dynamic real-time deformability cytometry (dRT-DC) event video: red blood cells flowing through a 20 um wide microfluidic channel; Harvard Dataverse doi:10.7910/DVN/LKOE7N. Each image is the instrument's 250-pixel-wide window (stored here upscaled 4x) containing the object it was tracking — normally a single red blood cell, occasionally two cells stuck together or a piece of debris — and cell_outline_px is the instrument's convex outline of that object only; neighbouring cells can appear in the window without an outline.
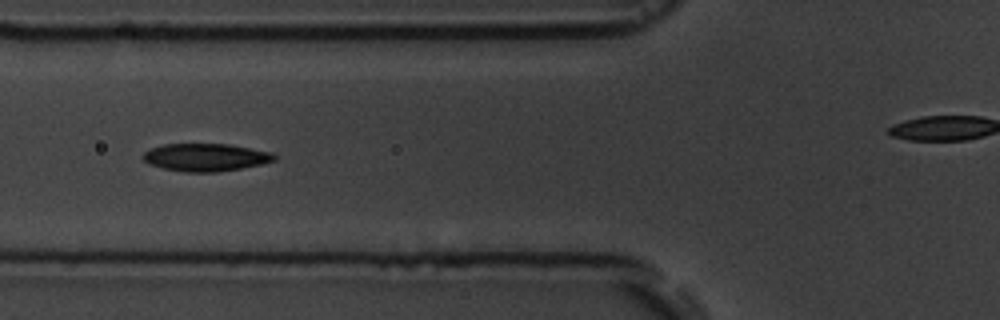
{"species": "common noctule bat (a hibernating species)", "species_latin": "Nyctalus noctula", "temperature_condition": "room temperature", "stored_images_in_passage": 8, "segment_of_instrument_passage": [1, 2], "camera_frame_rate_fps": 3000, "um_per_image_px": 0.085, "animal": {"sex": "male", "body_mass_g": 19.5, "forearm_length_mm": 54.6}, "frame": {"image": 1, "passage_image": 6, "time_ms": 6.667, "image_size_px": [1000, 320], "cell_outline_px": [[276, 160], [260, 164], [240, 168], [216, 172], [184, 172], [164, 168], [148, 164], [140, 156], [144, 152], [152, 148], [164, 144], [228, 144], [272, 152], [276, 156]], "centroid_in_image_um": [17.45, 13.37], "position_along_channel_um": 108.3, "area_um2": 21.1}}
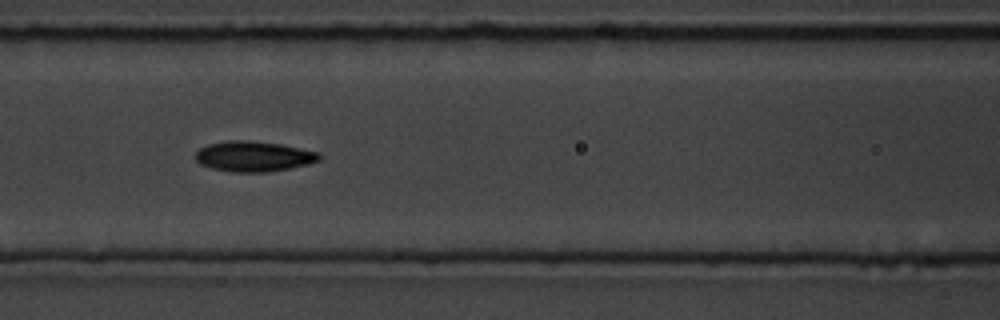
{"frame": {"image": 2, "passage_image": 7, "time_ms": 7.667, "image_size_px": [1000, 320], "cell_outline_px": [[324, 156], [320, 160], [308, 164], [268, 172], [232, 172], [212, 168], [200, 164], [196, 160], [196, 152], [200, 148], [208, 144], [228, 140], [244, 140], [280, 144], [320, 152]], "centroid_in_image_um": [21.58, 13.29], "position_along_channel_um": 145.0, "area_um2": 21.91}}